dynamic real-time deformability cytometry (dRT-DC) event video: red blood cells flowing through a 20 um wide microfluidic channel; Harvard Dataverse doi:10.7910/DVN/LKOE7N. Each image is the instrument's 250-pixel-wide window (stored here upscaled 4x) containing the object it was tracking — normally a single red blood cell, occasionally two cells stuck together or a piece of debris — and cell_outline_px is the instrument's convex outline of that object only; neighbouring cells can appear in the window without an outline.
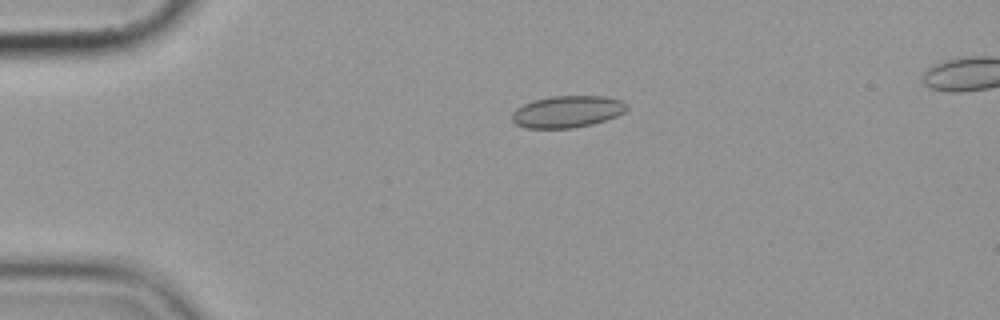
{"species": "common noctule bat (a hibernating species)", "species_latin": "Nyctalus noctula", "temperature_condition": "cold", "stored_images_in_passage": 3, "camera_frame_rate_fps": 3000, "um_per_image_px": 0.085, "animal": {"sex": "female", "body_mass_g": 19.9}, "frame": {"image": 1, "passage_image": 1, "time_ms": 0.0, "image_size_px": [1000, 320], "cell_outline_px": [[628, 108], [624, 112], [616, 116], [592, 124], [572, 128], [524, 128], [516, 124], [512, 120], [512, 112], [516, 108], [532, 100], [552, 96], [604, 96], [620, 100], [628, 104]], "centroid_in_image_um": [48.2, 9.49], "position_along_channel_um": 36.8, "area_um2": 21.33}}